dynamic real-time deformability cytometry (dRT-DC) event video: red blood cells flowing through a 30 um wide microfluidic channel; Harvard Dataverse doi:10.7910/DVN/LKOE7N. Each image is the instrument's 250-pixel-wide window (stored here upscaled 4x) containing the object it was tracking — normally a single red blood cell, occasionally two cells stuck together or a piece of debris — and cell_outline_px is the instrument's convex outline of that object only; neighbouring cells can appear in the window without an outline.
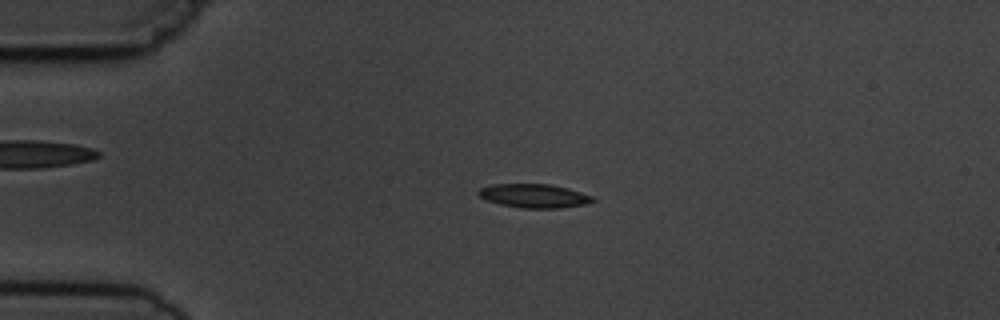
{"species": "common noctule bat (a hibernating species)", "species_latin": "Nyctalus noctula", "temperature_condition": "cold", "stored_images_in_passage": 4, "camera_frame_rate_fps": 3000, "um_per_image_px": 0.085, "animal": {"sex": "male", "body_mass_g": 19.5, "forearm_length_mm": 54.6}, "frame": {"image": 1, "passage_image": 3, "time_ms": 2.333, "image_size_px": [1000, 320], "cell_outline_px": [[596, 200], [584, 204], [560, 208], [520, 208], [500, 204], [488, 200], [480, 196], [476, 192], [480, 188], [492, 184], [552, 184], [568, 188], [592, 196]], "centroid_in_image_um": [45.39, 16.64], "position_along_channel_um": 39.6, "area_um2": 15.78}}